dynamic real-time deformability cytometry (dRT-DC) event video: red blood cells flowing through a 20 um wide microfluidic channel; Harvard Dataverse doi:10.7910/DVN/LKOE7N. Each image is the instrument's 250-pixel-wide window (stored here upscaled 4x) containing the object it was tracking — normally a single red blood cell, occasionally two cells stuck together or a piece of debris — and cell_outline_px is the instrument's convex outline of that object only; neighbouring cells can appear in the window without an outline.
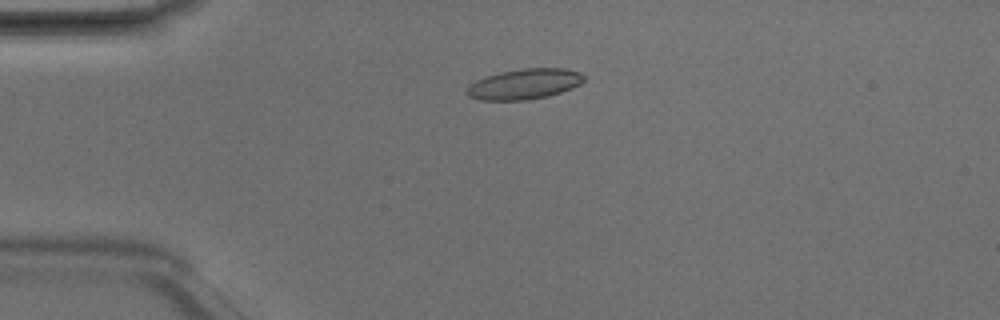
{"species": "Egyptian fruit bat (a non-hibernating species)", "species_latin": "Rousettus aegyptiacus", "temperature_condition": "room temperature", "stored_images_in_passage": 6, "camera_frame_rate_fps": 3000, "um_per_image_px": 0.085, "animal": {"sex": "male"}, "frame": {"image": 1, "passage_image": 3, "time_ms": 0.667, "image_size_px": [1000, 320], "cell_outline_px": [[584, 80], [580, 84], [572, 88], [548, 96], [528, 100], [480, 100], [468, 96], [464, 92], [468, 84], [484, 76], [500, 72], [524, 68], [564, 68], [580, 72], [584, 76]], "centroid_in_image_um": [44.53, 7.14], "position_along_channel_um": 40.5, "area_um2": 20.98}}
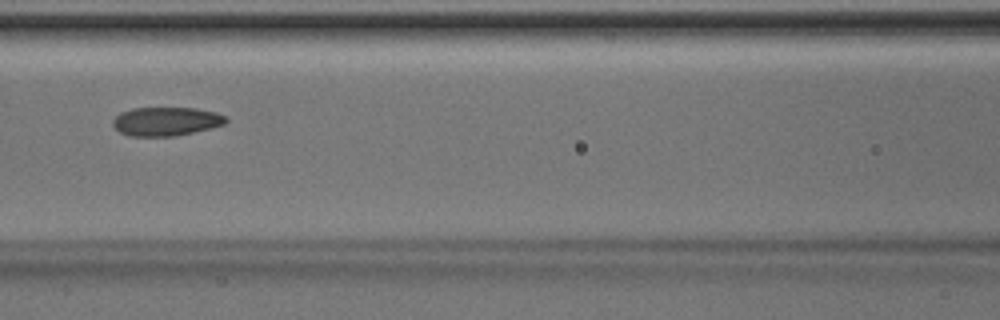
{"frame": {"image": 2, "passage_image": 6, "time_ms": 1.667, "image_size_px": [1000, 320], "cell_outline_px": [[228, 120], [224, 124], [212, 128], [176, 136], [128, 136], [120, 132], [112, 124], [112, 120], [120, 112], [132, 108], [196, 108], [216, 112], [224, 116]], "centroid_in_image_um": [14.11, 10.32], "position_along_channel_um": 152.5, "area_um2": 19.02}}